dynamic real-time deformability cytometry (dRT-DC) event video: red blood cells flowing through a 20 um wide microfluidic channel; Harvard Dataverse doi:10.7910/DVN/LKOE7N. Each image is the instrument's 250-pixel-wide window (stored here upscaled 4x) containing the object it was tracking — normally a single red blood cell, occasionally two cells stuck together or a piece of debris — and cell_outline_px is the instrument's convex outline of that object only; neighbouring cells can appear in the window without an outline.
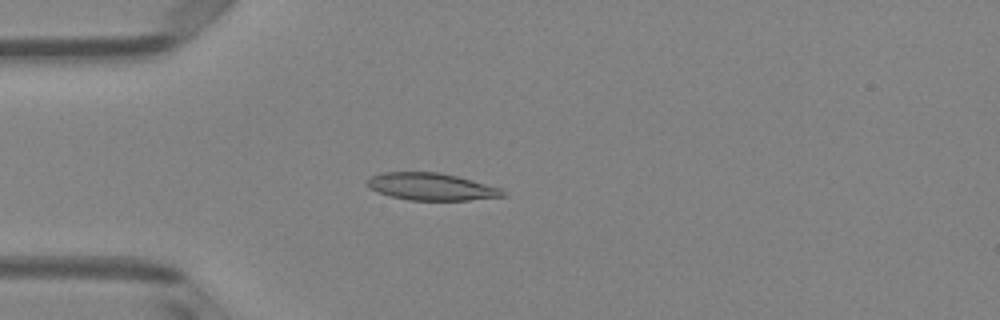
{"species": "Egyptian fruit bat (a non-hibernating species)", "species_latin": "Rousettus aegyptiacus", "temperature_condition": "room temperature", "stored_images_in_passage": 4, "camera_frame_rate_fps": 3000, "um_per_image_px": 0.085, "animal": {"sex": "female"}, "frame": {"image": 1, "passage_image": 3, "time_ms": 0.667, "image_size_px": [1000, 320], "cell_outline_px": [[504, 196], [468, 200], [408, 200], [376, 192], [368, 188], [368, 180], [372, 176], [380, 172], [440, 172], [472, 180], [500, 188], [504, 192]], "centroid_in_image_um": [36.62, 15.86], "position_along_channel_um": 48.4, "area_um2": 21.33}}